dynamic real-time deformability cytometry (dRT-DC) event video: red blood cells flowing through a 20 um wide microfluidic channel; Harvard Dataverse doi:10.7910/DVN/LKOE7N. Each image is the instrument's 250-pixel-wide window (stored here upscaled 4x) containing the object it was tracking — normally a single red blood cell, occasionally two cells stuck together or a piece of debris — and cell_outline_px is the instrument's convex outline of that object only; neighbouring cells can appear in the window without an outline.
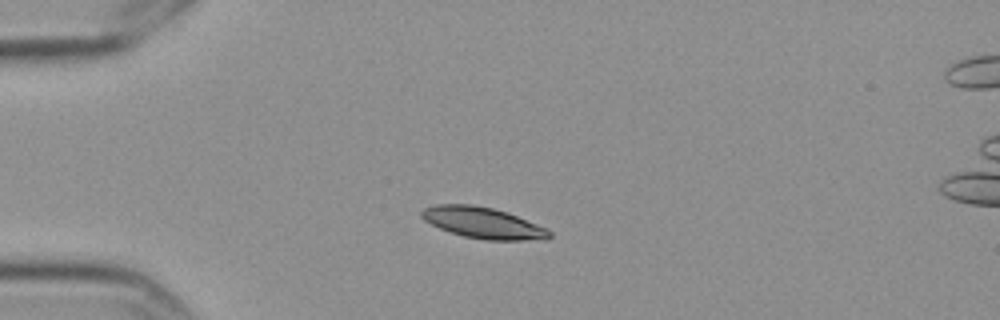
{"species": "Egyptian fruit bat (a non-hibernating species)", "species_latin": "Rousettus aegyptiacus", "temperature_condition": "cold", "stored_images_in_passage": 6, "camera_frame_rate_fps": 3000, "um_per_image_px": 0.085, "frame": {"image": 1, "passage_image": 4, "time_ms": 1.0, "image_size_px": [1000, 320], "cell_outline_px": [[552, 236], [548, 240], [484, 240], [464, 236], [440, 228], [424, 220], [420, 216], [420, 212], [424, 208], [436, 204], [472, 204], [492, 208], [508, 212], [548, 228], [552, 232]], "centroid_in_image_um": [41.11, 18.94], "position_along_channel_um": 43.9, "area_um2": 23.41}}
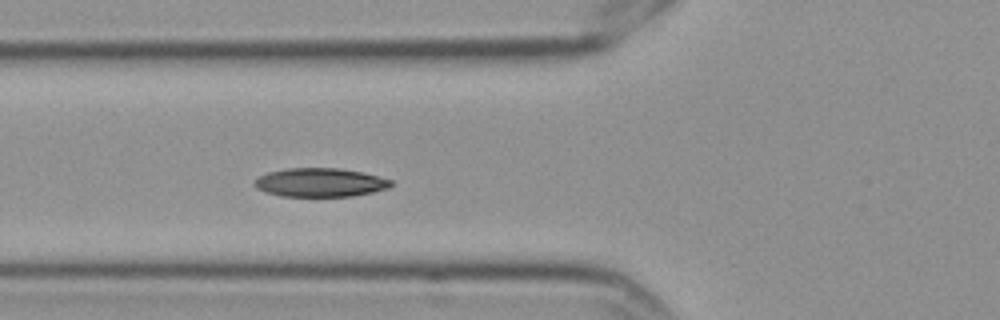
{"frame": {"image": 2, "passage_image": 6, "time_ms": 1.667, "image_size_px": [1000, 320], "cell_outline_px": [[392, 184], [388, 188], [372, 192], [352, 196], [280, 196], [264, 192], [256, 188], [252, 184], [260, 176], [268, 172], [288, 168], [340, 168], [364, 172], [392, 180]], "centroid_in_image_um": [27.2, 15.51], "position_along_channel_um": 98.6, "area_um2": 22.89}}